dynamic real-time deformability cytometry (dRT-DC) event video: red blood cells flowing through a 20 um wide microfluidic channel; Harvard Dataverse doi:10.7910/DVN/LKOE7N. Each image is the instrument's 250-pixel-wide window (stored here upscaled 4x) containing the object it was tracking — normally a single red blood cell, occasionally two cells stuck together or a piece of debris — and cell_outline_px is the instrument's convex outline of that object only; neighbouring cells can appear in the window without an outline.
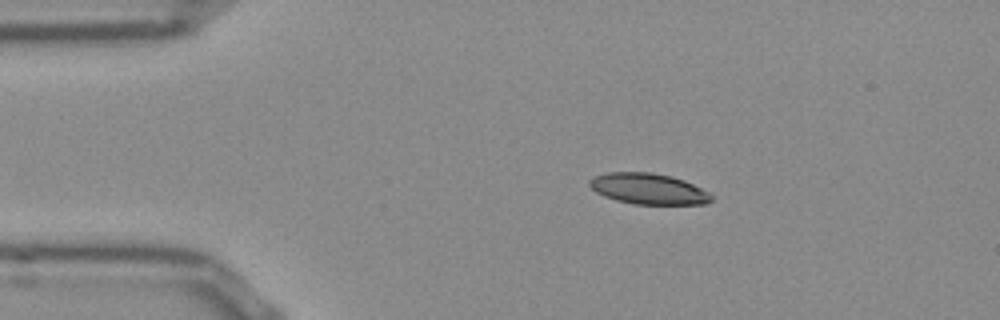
{"species": "Egyptian fruit bat (a non-hibernating species)", "species_latin": "Rousettus aegyptiacus", "temperature_condition": "room temperature", "stored_images_in_passage": 44, "camera_frame_rate_fps": 3000, "um_per_image_px": 0.085, "frame": {"image": 1, "passage_image": 1, "time_ms": 0.0, "image_size_px": [1000, 320], "cell_outline_px": [[716, 196], [708, 204], [632, 204], [616, 200], [604, 196], [596, 192], [588, 184], [588, 180], [596, 176], [608, 172], [652, 172], [672, 176], [684, 180]], "centroid_in_image_um": [55.13, 16.05], "position_along_channel_um": 29.9, "area_um2": 22.08}}
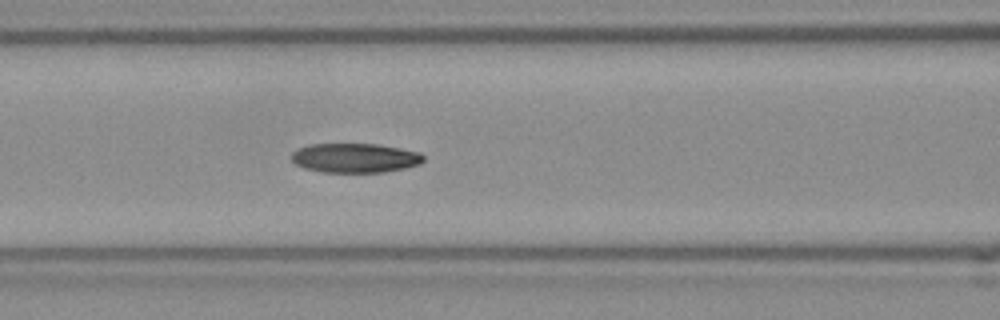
{"frame": {"image": 2, "passage_image": 13, "time_ms": 4.0, "image_size_px": [1000, 320], "cell_outline_px": [[424, 160], [420, 164], [404, 168], [384, 172], [324, 172], [304, 168], [296, 164], [292, 160], [292, 152], [300, 148], [312, 144], [376, 144], [420, 152], [424, 156]], "centroid_in_image_um": [30.19, 13.43], "position_along_channel_um": 136.4, "area_um2": 22.43}}
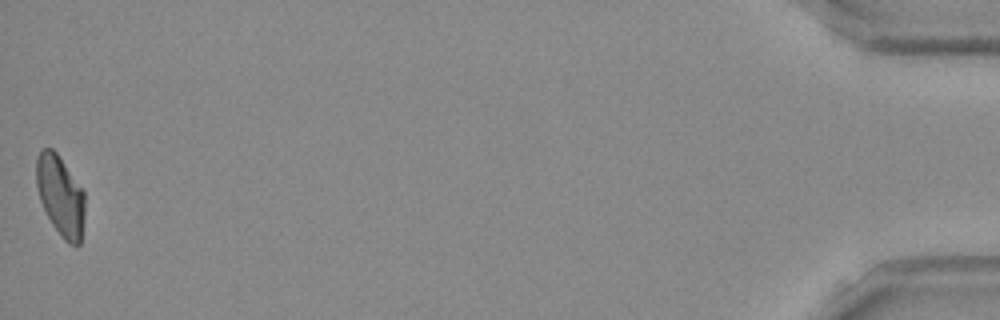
{"frame": {"image": 3, "passage_image": 44, "time_ms": 14.333, "image_size_px": [1000, 320], "cell_outline_px": [[84, 216], [80, 244], [76, 248], [68, 244], [60, 236], [52, 224], [40, 200], [36, 184], [36, 156], [44, 148], [52, 148], [56, 152], [84, 192]], "centroid_in_image_um": [5.13, 16.68], "position_along_channel_um": 430.1, "area_um2": 22.6}, "authors_computed_cell_mechanics": {"area_um2": 23.0622, "velocity_mm_per_s": 3.8318, "shape_relaxation_time_tau1_ms": 10.6717, "shape_relaxation_time_tau2_ms": 7.1951, "deformation_change_tau1": 0.2523, "deformation_change_tau2": 0.1387}}